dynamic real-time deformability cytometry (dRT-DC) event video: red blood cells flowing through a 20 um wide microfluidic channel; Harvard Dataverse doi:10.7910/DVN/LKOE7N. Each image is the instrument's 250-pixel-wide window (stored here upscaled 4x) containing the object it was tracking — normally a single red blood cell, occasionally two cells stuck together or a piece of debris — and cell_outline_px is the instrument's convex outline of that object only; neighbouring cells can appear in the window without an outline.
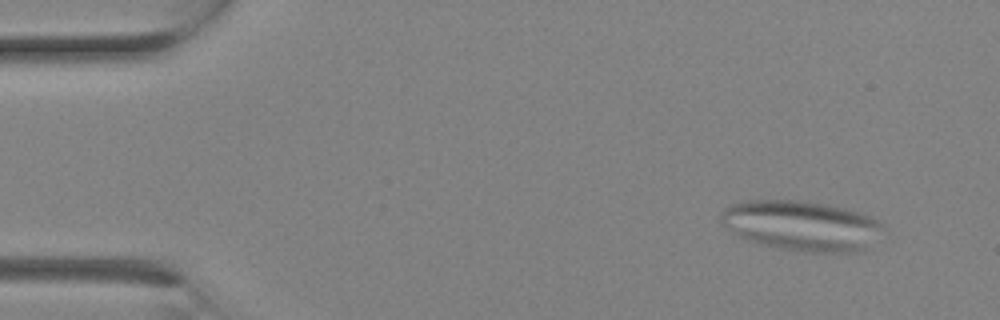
{"species": "Egyptian fruit bat (a non-hibernating species)", "species_latin": "Rousettus aegyptiacus", "temperature_condition": "room temperature", "stored_images_in_passage": 9, "camera_frame_rate_fps": 3000, "um_per_image_px": 0.085, "animal": {"sex": "female"}, "frame": {"image": 1, "passage_image": 2, "time_ms": 0.333, "image_size_px": [1000, 320], "cell_outline_px": [[884, 228], [864, 248], [852, 252], [812, 252], [764, 244], [740, 236], [732, 232], [720, 220], [720, 216], [724, 208], [732, 204], [748, 200], [796, 200], [844, 208], [860, 212], [872, 216], [880, 220]], "centroid_in_image_um": [68.14, 19.15], "position_along_channel_um": 16.9, "area_um2": 46.24}}
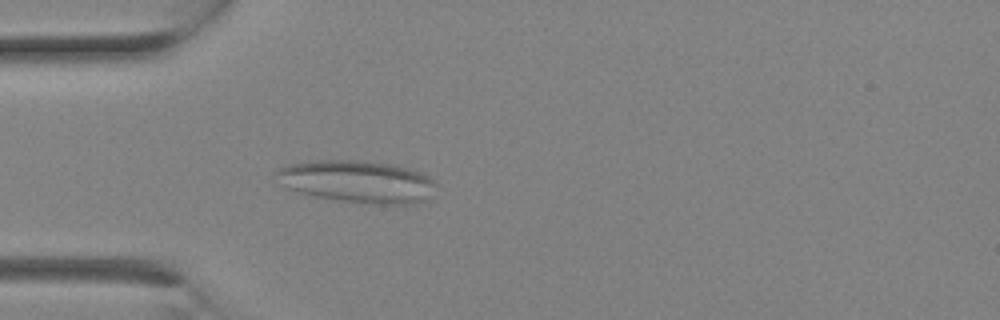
{"frame": {"image": 2, "passage_image": 7, "time_ms": 2.0, "image_size_px": [1000, 320], "cell_outline_px": [[440, 184], [424, 200], [416, 204], [376, 204], [312, 196], [288, 188], [280, 184], [276, 172], [276, 168], [288, 164], [312, 160], [356, 160], [392, 164], [424, 172], [436, 180]], "centroid_in_image_um": [30.42, 15.42], "position_along_channel_um": 54.6, "area_um2": 39.65}}